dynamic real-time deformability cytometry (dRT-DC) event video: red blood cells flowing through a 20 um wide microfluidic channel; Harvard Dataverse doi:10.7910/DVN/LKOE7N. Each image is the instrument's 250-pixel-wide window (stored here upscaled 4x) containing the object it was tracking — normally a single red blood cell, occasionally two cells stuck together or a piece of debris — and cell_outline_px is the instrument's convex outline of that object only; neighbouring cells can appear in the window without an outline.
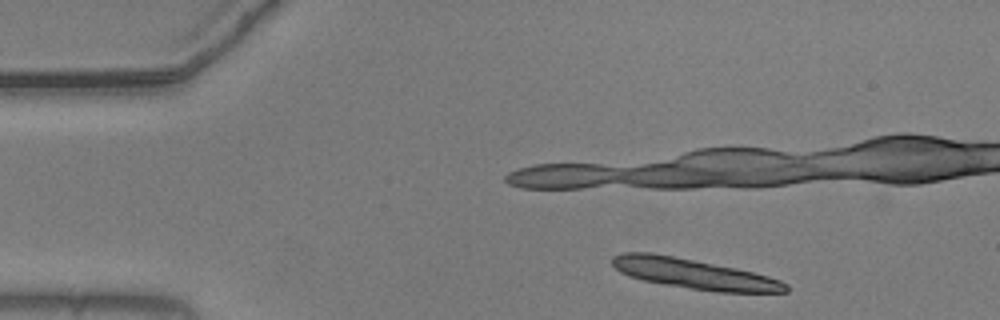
{"species": "common noctule bat (a hibernating species)", "species_latin": "Nyctalus noctula", "temperature_condition": "warm", "stored_images_in_passage": 10, "camera_frame_rate_fps": 3000, "um_per_image_px": 0.085, "animal": {"sex": "male", "body_mass_g": 20.5, "forearm_length_mm": 52.5}, "frame": {"image": 1, "passage_image": 4, "time_ms": 1.0, "image_size_px": [1000, 320], "cell_outline_px": [[788, 292], [720, 292], [664, 284], [644, 280], [628, 276], [620, 272], [612, 264], [612, 256], [620, 252], [652, 252], [736, 268], [768, 276], [780, 280], [788, 284]], "centroid_in_image_um": [58.96, 23.26], "position_along_channel_um": 26.0, "area_um2": 30.17}}